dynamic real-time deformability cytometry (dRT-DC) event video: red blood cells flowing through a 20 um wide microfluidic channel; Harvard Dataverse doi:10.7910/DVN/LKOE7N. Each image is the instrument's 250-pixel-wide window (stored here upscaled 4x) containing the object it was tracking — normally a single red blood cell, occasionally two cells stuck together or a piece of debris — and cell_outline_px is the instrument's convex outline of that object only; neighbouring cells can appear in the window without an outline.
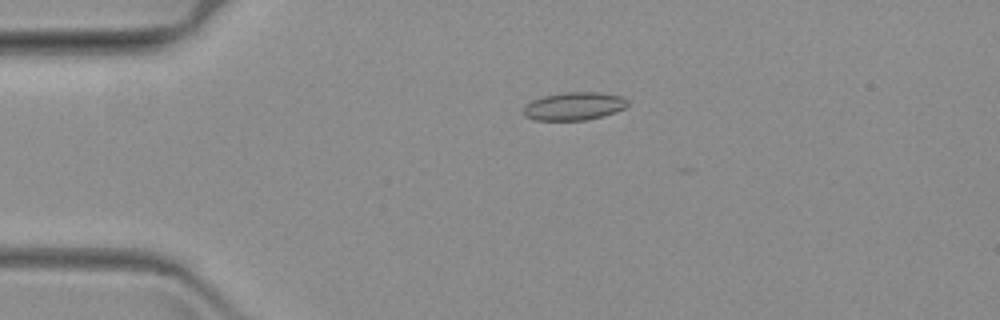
{"species": "common noctule bat (a hibernating species)", "species_latin": "Nyctalus noctula", "temperature_condition": "warm", "stored_images_in_passage": 25, "camera_frame_rate_fps": 3000, "um_per_image_px": 0.085, "animal": {"sex": "female", "body_mass_g": 19.3, "forearm_length_mm": 54.1}, "frame": {"image": 1, "passage_image": 15, "time_ms": 4.667, "image_size_px": [1000, 320], "cell_outline_px": [[628, 104], [624, 108], [616, 112], [584, 120], [536, 120], [524, 116], [524, 108], [532, 100], [544, 96], [564, 92], [600, 92], [620, 96], [628, 100]], "centroid_in_image_um": [48.8, 9.02], "position_along_channel_um": 36.2, "area_um2": 16.82}}
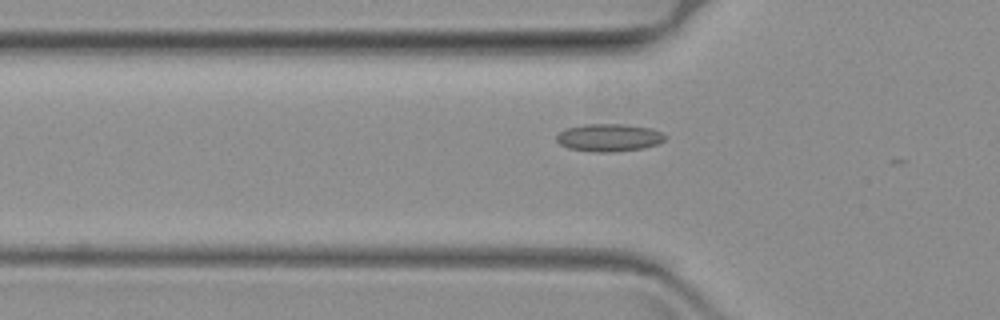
{"frame": {"image": 2, "passage_image": 22, "time_ms": 7.0, "image_size_px": [1000, 320], "cell_outline_px": [[664, 140], [656, 144], [644, 148], [612, 152], [592, 152], [568, 148], [560, 144], [556, 140], [556, 136], [564, 128], [584, 124], [628, 124], [652, 128], [660, 132], [664, 136]], "centroid_in_image_um": [51.72, 11.69], "position_along_channel_um": 74.1, "area_um2": 17.57}}